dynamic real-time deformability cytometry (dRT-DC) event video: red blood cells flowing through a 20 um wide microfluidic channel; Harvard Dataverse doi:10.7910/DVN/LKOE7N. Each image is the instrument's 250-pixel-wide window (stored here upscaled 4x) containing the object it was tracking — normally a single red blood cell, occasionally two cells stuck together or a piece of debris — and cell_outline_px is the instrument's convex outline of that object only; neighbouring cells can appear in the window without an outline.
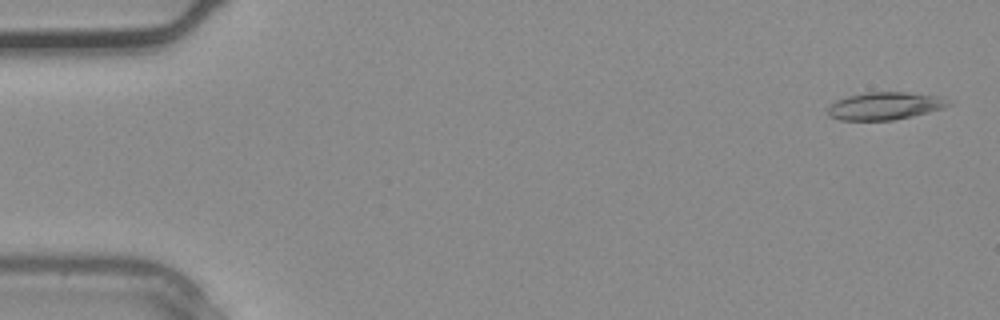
{"species": "common noctule bat (a hibernating species)", "species_latin": "Nyctalus noctula", "temperature_condition": "warm", "stored_images_in_passage": 7, "camera_frame_rate_fps": 3000, "um_per_image_px": 0.085, "animal": {"sex": "male", "body_mass_g": 20.4}, "frame": {"image": 1, "passage_image": 1, "time_ms": 0.0, "image_size_px": [1000, 320], "cell_outline_px": [[952, 104], [944, 108], [912, 116], [892, 120], [840, 120], [828, 116], [828, 108], [836, 100], [848, 96], [864, 92], [904, 92], [940, 96]], "centroid_in_image_um": [75.2, 9.0], "position_along_channel_um": 9.8, "area_um2": 19.31}}